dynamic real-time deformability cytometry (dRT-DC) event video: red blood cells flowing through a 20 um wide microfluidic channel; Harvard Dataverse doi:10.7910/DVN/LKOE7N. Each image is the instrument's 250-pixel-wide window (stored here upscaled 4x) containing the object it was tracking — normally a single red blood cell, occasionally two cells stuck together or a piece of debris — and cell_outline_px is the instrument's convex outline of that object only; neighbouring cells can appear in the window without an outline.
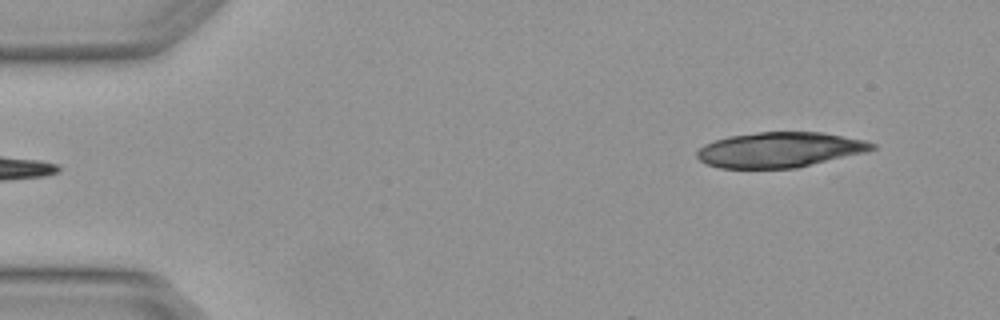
{"species": "Egyptian fruit bat (a non-hibernating species)", "species_latin": "Rousettus aegyptiacus", "temperature_condition": "warm", "stored_images_in_passage": 5, "camera_frame_rate_fps": 3000, "um_per_image_px": 0.085, "animal": {"sex": "female"}, "frame": {"image": 1, "passage_image": 5, "time_ms": 1.333, "image_size_px": [1000, 320], "cell_outline_px": [[876, 148], [868, 152], [796, 168], [720, 168], [708, 164], [700, 160], [696, 156], [696, 152], [704, 144], [728, 136], [756, 132], [820, 132], [864, 140], [876, 144]], "centroid_in_image_um": [66.29, 12.73], "position_along_channel_um": 18.7, "area_um2": 35.95}}